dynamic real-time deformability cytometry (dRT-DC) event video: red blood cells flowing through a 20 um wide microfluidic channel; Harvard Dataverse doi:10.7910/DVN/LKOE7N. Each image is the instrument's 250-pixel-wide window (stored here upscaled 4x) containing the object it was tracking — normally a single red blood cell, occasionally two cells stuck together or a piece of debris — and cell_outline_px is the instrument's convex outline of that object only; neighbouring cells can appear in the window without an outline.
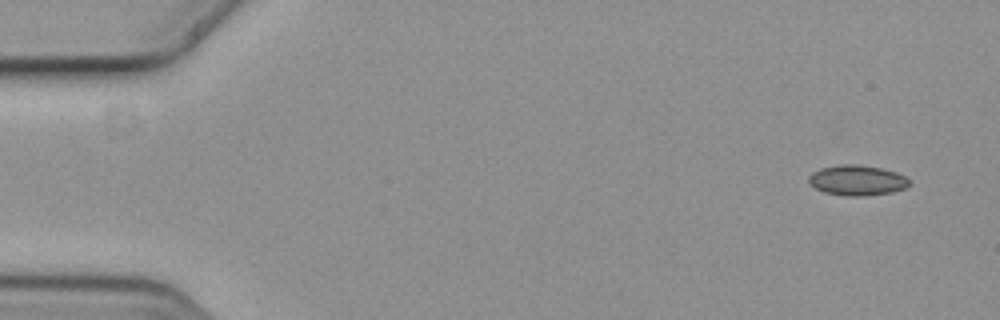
{"species": "common noctule bat (a hibernating species)", "species_latin": "Nyctalus noctula", "temperature_condition": "cold", "stored_images_in_passage": 4, "camera_frame_rate_fps": 3000, "um_per_image_px": 0.085, "animal": {"sex": "female", "body_mass_g": 19.3, "forearm_length_mm": 54.1}, "frame": {"image": 1, "passage_image": 1, "time_ms": 0.0, "image_size_px": [1000, 320], "cell_outline_px": [[908, 184], [904, 188], [892, 192], [864, 196], [844, 196], [824, 192], [816, 188], [808, 180], [808, 176], [812, 172], [820, 168], [840, 164], [856, 164], [880, 168], [896, 172], [904, 176], [908, 180]], "centroid_in_image_um": [72.81, 15.32], "position_along_channel_um": 12.2, "area_um2": 17.63}}
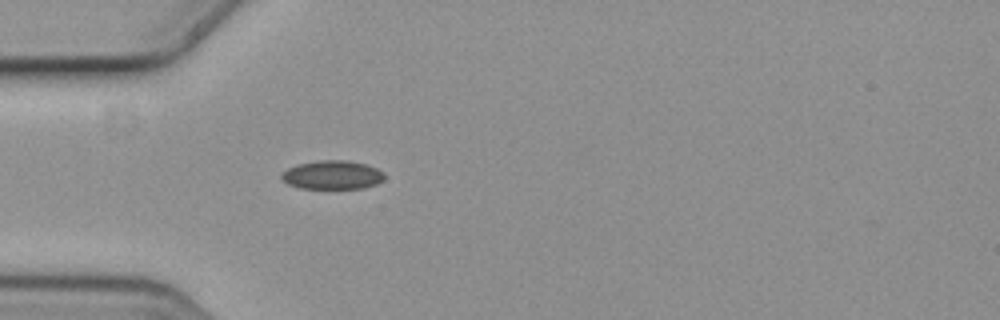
{"frame": {"image": 2, "passage_image": 4, "time_ms": 1.0, "image_size_px": [1000, 320], "cell_outline_px": [[384, 180], [376, 184], [364, 188], [300, 188], [288, 184], [280, 176], [288, 168], [296, 164], [316, 160], [348, 160], [364, 164], [376, 168], [384, 172]], "centroid_in_image_um": [28.26, 14.86], "position_along_channel_um": 56.7, "area_um2": 17.22}}